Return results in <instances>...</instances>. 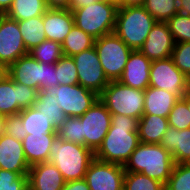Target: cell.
I'll return each instance as SVG.
<instances>
[{"mask_svg":"<svg viewBox=\"0 0 190 190\" xmlns=\"http://www.w3.org/2000/svg\"><path fill=\"white\" fill-rule=\"evenodd\" d=\"M137 128V118L111 115V127L94 152V158L124 166L140 144Z\"/></svg>","mask_w":190,"mask_h":190,"instance_id":"obj_1","label":"cell"},{"mask_svg":"<svg viewBox=\"0 0 190 190\" xmlns=\"http://www.w3.org/2000/svg\"><path fill=\"white\" fill-rule=\"evenodd\" d=\"M174 164L172 154L160 144L140 142L123 167L125 172L142 173L166 185Z\"/></svg>","mask_w":190,"mask_h":190,"instance_id":"obj_2","label":"cell"},{"mask_svg":"<svg viewBox=\"0 0 190 190\" xmlns=\"http://www.w3.org/2000/svg\"><path fill=\"white\" fill-rule=\"evenodd\" d=\"M94 152L83 145L64 141L58 135L51 144L48 162L55 165L65 181L83 179Z\"/></svg>","mask_w":190,"mask_h":190,"instance_id":"obj_3","label":"cell"},{"mask_svg":"<svg viewBox=\"0 0 190 190\" xmlns=\"http://www.w3.org/2000/svg\"><path fill=\"white\" fill-rule=\"evenodd\" d=\"M156 20L143 6H119L114 33L132 50H139Z\"/></svg>","mask_w":190,"mask_h":190,"instance_id":"obj_4","label":"cell"},{"mask_svg":"<svg viewBox=\"0 0 190 190\" xmlns=\"http://www.w3.org/2000/svg\"><path fill=\"white\" fill-rule=\"evenodd\" d=\"M118 7L106 0H98L72 11L74 24L94 39L114 33Z\"/></svg>","mask_w":190,"mask_h":190,"instance_id":"obj_5","label":"cell"},{"mask_svg":"<svg viewBox=\"0 0 190 190\" xmlns=\"http://www.w3.org/2000/svg\"><path fill=\"white\" fill-rule=\"evenodd\" d=\"M99 99L111 115H124L138 120L143 115L145 91L123 85L119 81H110Z\"/></svg>","mask_w":190,"mask_h":190,"instance_id":"obj_6","label":"cell"},{"mask_svg":"<svg viewBox=\"0 0 190 190\" xmlns=\"http://www.w3.org/2000/svg\"><path fill=\"white\" fill-rule=\"evenodd\" d=\"M7 75L14 82L38 91L58 85L55 64L38 62L29 54L12 63L7 68Z\"/></svg>","mask_w":190,"mask_h":190,"instance_id":"obj_7","label":"cell"},{"mask_svg":"<svg viewBox=\"0 0 190 190\" xmlns=\"http://www.w3.org/2000/svg\"><path fill=\"white\" fill-rule=\"evenodd\" d=\"M94 47L107 79L109 81H118L124 71L132 49L115 33L95 39Z\"/></svg>","mask_w":190,"mask_h":190,"instance_id":"obj_8","label":"cell"},{"mask_svg":"<svg viewBox=\"0 0 190 190\" xmlns=\"http://www.w3.org/2000/svg\"><path fill=\"white\" fill-rule=\"evenodd\" d=\"M56 99L67 117H80L99 99L95 92L82 85H57L41 90Z\"/></svg>","mask_w":190,"mask_h":190,"instance_id":"obj_9","label":"cell"},{"mask_svg":"<svg viewBox=\"0 0 190 190\" xmlns=\"http://www.w3.org/2000/svg\"><path fill=\"white\" fill-rule=\"evenodd\" d=\"M149 86L166 90L182 99L190 91V79L175 66L172 57H168L152 61Z\"/></svg>","mask_w":190,"mask_h":190,"instance_id":"obj_10","label":"cell"},{"mask_svg":"<svg viewBox=\"0 0 190 190\" xmlns=\"http://www.w3.org/2000/svg\"><path fill=\"white\" fill-rule=\"evenodd\" d=\"M38 90L18 82L8 75L0 80V113L4 116L19 114L22 109L34 106Z\"/></svg>","mask_w":190,"mask_h":190,"instance_id":"obj_11","label":"cell"},{"mask_svg":"<svg viewBox=\"0 0 190 190\" xmlns=\"http://www.w3.org/2000/svg\"><path fill=\"white\" fill-rule=\"evenodd\" d=\"M79 118L82 121V136L85 137V146L95 152L111 127V113L98 99Z\"/></svg>","mask_w":190,"mask_h":190,"instance_id":"obj_12","label":"cell"},{"mask_svg":"<svg viewBox=\"0 0 190 190\" xmlns=\"http://www.w3.org/2000/svg\"><path fill=\"white\" fill-rule=\"evenodd\" d=\"M72 58L77 66L79 84L100 95L110 81L104 74L95 47L82 51Z\"/></svg>","mask_w":190,"mask_h":190,"instance_id":"obj_13","label":"cell"},{"mask_svg":"<svg viewBox=\"0 0 190 190\" xmlns=\"http://www.w3.org/2000/svg\"><path fill=\"white\" fill-rule=\"evenodd\" d=\"M124 175L123 165L94 158L84 179L90 190H123Z\"/></svg>","mask_w":190,"mask_h":190,"instance_id":"obj_14","label":"cell"},{"mask_svg":"<svg viewBox=\"0 0 190 190\" xmlns=\"http://www.w3.org/2000/svg\"><path fill=\"white\" fill-rule=\"evenodd\" d=\"M29 54L18 21L0 15V63L8 68L20 57Z\"/></svg>","mask_w":190,"mask_h":190,"instance_id":"obj_15","label":"cell"},{"mask_svg":"<svg viewBox=\"0 0 190 190\" xmlns=\"http://www.w3.org/2000/svg\"><path fill=\"white\" fill-rule=\"evenodd\" d=\"M174 39L166 22H156L139 51L149 60H160L171 57Z\"/></svg>","mask_w":190,"mask_h":190,"instance_id":"obj_16","label":"cell"},{"mask_svg":"<svg viewBox=\"0 0 190 190\" xmlns=\"http://www.w3.org/2000/svg\"><path fill=\"white\" fill-rule=\"evenodd\" d=\"M151 63L152 61L139 50H132L118 81L123 85L145 91L149 87Z\"/></svg>","mask_w":190,"mask_h":190,"instance_id":"obj_17","label":"cell"},{"mask_svg":"<svg viewBox=\"0 0 190 190\" xmlns=\"http://www.w3.org/2000/svg\"><path fill=\"white\" fill-rule=\"evenodd\" d=\"M0 169L28 174L30 166L25 159L21 140L6 134L0 136Z\"/></svg>","mask_w":190,"mask_h":190,"instance_id":"obj_18","label":"cell"},{"mask_svg":"<svg viewBox=\"0 0 190 190\" xmlns=\"http://www.w3.org/2000/svg\"><path fill=\"white\" fill-rule=\"evenodd\" d=\"M65 183L58 168L49 162L30 166L28 171L29 190H62Z\"/></svg>","mask_w":190,"mask_h":190,"instance_id":"obj_19","label":"cell"},{"mask_svg":"<svg viewBox=\"0 0 190 190\" xmlns=\"http://www.w3.org/2000/svg\"><path fill=\"white\" fill-rule=\"evenodd\" d=\"M46 39L63 43L73 28L74 18L70 9H47L43 15Z\"/></svg>","mask_w":190,"mask_h":190,"instance_id":"obj_20","label":"cell"},{"mask_svg":"<svg viewBox=\"0 0 190 190\" xmlns=\"http://www.w3.org/2000/svg\"><path fill=\"white\" fill-rule=\"evenodd\" d=\"M160 145L172 154L174 163H185L190 158V128L168 127Z\"/></svg>","mask_w":190,"mask_h":190,"instance_id":"obj_21","label":"cell"},{"mask_svg":"<svg viewBox=\"0 0 190 190\" xmlns=\"http://www.w3.org/2000/svg\"><path fill=\"white\" fill-rule=\"evenodd\" d=\"M57 134H27L21 141L29 166L48 162L51 144Z\"/></svg>","mask_w":190,"mask_h":190,"instance_id":"obj_22","label":"cell"},{"mask_svg":"<svg viewBox=\"0 0 190 190\" xmlns=\"http://www.w3.org/2000/svg\"><path fill=\"white\" fill-rule=\"evenodd\" d=\"M179 98L163 89L148 87L145 90L143 115H155L168 118L173 106Z\"/></svg>","mask_w":190,"mask_h":190,"instance_id":"obj_23","label":"cell"},{"mask_svg":"<svg viewBox=\"0 0 190 190\" xmlns=\"http://www.w3.org/2000/svg\"><path fill=\"white\" fill-rule=\"evenodd\" d=\"M168 127V118L155 115H142L138 120L137 128L139 140L142 143L160 144Z\"/></svg>","mask_w":190,"mask_h":190,"instance_id":"obj_24","label":"cell"},{"mask_svg":"<svg viewBox=\"0 0 190 190\" xmlns=\"http://www.w3.org/2000/svg\"><path fill=\"white\" fill-rule=\"evenodd\" d=\"M19 114L24 125V133L57 134V129L53 126V120H49L34 106L22 109Z\"/></svg>","mask_w":190,"mask_h":190,"instance_id":"obj_25","label":"cell"},{"mask_svg":"<svg viewBox=\"0 0 190 190\" xmlns=\"http://www.w3.org/2000/svg\"><path fill=\"white\" fill-rule=\"evenodd\" d=\"M47 9L46 0H13L5 15L19 22L43 16Z\"/></svg>","mask_w":190,"mask_h":190,"instance_id":"obj_26","label":"cell"},{"mask_svg":"<svg viewBox=\"0 0 190 190\" xmlns=\"http://www.w3.org/2000/svg\"><path fill=\"white\" fill-rule=\"evenodd\" d=\"M18 25L28 52L46 39L43 16L19 21Z\"/></svg>","mask_w":190,"mask_h":190,"instance_id":"obj_27","label":"cell"},{"mask_svg":"<svg viewBox=\"0 0 190 190\" xmlns=\"http://www.w3.org/2000/svg\"><path fill=\"white\" fill-rule=\"evenodd\" d=\"M94 44L95 39L92 36L74 25L61 46L64 56L73 57L94 47Z\"/></svg>","mask_w":190,"mask_h":190,"instance_id":"obj_28","label":"cell"},{"mask_svg":"<svg viewBox=\"0 0 190 190\" xmlns=\"http://www.w3.org/2000/svg\"><path fill=\"white\" fill-rule=\"evenodd\" d=\"M34 107L49 120H53V126L57 130L68 118L59 107L56 99H54L53 96L47 97L42 91H38L37 100L35 101Z\"/></svg>","mask_w":190,"mask_h":190,"instance_id":"obj_29","label":"cell"},{"mask_svg":"<svg viewBox=\"0 0 190 190\" xmlns=\"http://www.w3.org/2000/svg\"><path fill=\"white\" fill-rule=\"evenodd\" d=\"M143 7L157 22H167L178 14V0H145Z\"/></svg>","mask_w":190,"mask_h":190,"instance_id":"obj_30","label":"cell"},{"mask_svg":"<svg viewBox=\"0 0 190 190\" xmlns=\"http://www.w3.org/2000/svg\"><path fill=\"white\" fill-rule=\"evenodd\" d=\"M29 55L38 62L56 64L63 56L62 46L59 42L45 39L38 46L30 50Z\"/></svg>","mask_w":190,"mask_h":190,"instance_id":"obj_31","label":"cell"},{"mask_svg":"<svg viewBox=\"0 0 190 190\" xmlns=\"http://www.w3.org/2000/svg\"><path fill=\"white\" fill-rule=\"evenodd\" d=\"M123 190H165V185L137 172H125Z\"/></svg>","mask_w":190,"mask_h":190,"instance_id":"obj_32","label":"cell"},{"mask_svg":"<svg viewBox=\"0 0 190 190\" xmlns=\"http://www.w3.org/2000/svg\"><path fill=\"white\" fill-rule=\"evenodd\" d=\"M58 85L79 84L77 66L72 57L62 56L55 64Z\"/></svg>","mask_w":190,"mask_h":190,"instance_id":"obj_33","label":"cell"},{"mask_svg":"<svg viewBox=\"0 0 190 190\" xmlns=\"http://www.w3.org/2000/svg\"><path fill=\"white\" fill-rule=\"evenodd\" d=\"M57 135L64 141L85 146V137L82 136V121L79 117H68L58 128Z\"/></svg>","mask_w":190,"mask_h":190,"instance_id":"obj_34","label":"cell"},{"mask_svg":"<svg viewBox=\"0 0 190 190\" xmlns=\"http://www.w3.org/2000/svg\"><path fill=\"white\" fill-rule=\"evenodd\" d=\"M166 23L175 43L190 42V15L178 13Z\"/></svg>","mask_w":190,"mask_h":190,"instance_id":"obj_35","label":"cell"},{"mask_svg":"<svg viewBox=\"0 0 190 190\" xmlns=\"http://www.w3.org/2000/svg\"><path fill=\"white\" fill-rule=\"evenodd\" d=\"M165 190H190V167L185 163H175Z\"/></svg>","mask_w":190,"mask_h":190,"instance_id":"obj_36","label":"cell"},{"mask_svg":"<svg viewBox=\"0 0 190 190\" xmlns=\"http://www.w3.org/2000/svg\"><path fill=\"white\" fill-rule=\"evenodd\" d=\"M168 125L178 130L190 128V111L182 99L175 103L168 115Z\"/></svg>","mask_w":190,"mask_h":190,"instance_id":"obj_37","label":"cell"},{"mask_svg":"<svg viewBox=\"0 0 190 190\" xmlns=\"http://www.w3.org/2000/svg\"><path fill=\"white\" fill-rule=\"evenodd\" d=\"M0 190H29L28 174L0 169Z\"/></svg>","mask_w":190,"mask_h":190,"instance_id":"obj_38","label":"cell"},{"mask_svg":"<svg viewBox=\"0 0 190 190\" xmlns=\"http://www.w3.org/2000/svg\"><path fill=\"white\" fill-rule=\"evenodd\" d=\"M171 57L175 66L190 79V42L175 43Z\"/></svg>","mask_w":190,"mask_h":190,"instance_id":"obj_39","label":"cell"},{"mask_svg":"<svg viewBox=\"0 0 190 190\" xmlns=\"http://www.w3.org/2000/svg\"><path fill=\"white\" fill-rule=\"evenodd\" d=\"M3 133L21 141L25 138L27 133H24V125L20 114L5 117Z\"/></svg>","mask_w":190,"mask_h":190,"instance_id":"obj_40","label":"cell"},{"mask_svg":"<svg viewBox=\"0 0 190 190\" xmlns=\"http://www.w3.org/2000/svg\"><path fill=\"white\" fill-rule=\"evenodd\" d=\"M62 190H90L85 179L68 181L64 184Z\"/></svg>","mask_w":190,"mask_h":190,"instance_id":"obj_41","label":"cell"},{"mask_svg":"<svg viewBox=\"0 0 190 190\" xmlns=\"http://www.w3.org/2000/svg\"><path fill=\"white\" fill-rule=\"evenodd\" d=\"M49 9H69L70 0H46Z\"/></svg>","mask_w":190,"mask_h":190,"instance_id":"obj_42","label":"cell"},{"mask_svg":"<svg viewBox=\"0 0 190 190\" xmlns=\"http://www.w3.org/2000/svg\"><path fill=\"white\" fill-rule=\"evenodd\" d=\"M98 0H70V6L69 9L73 11L74 9H77L79 7H85L89 4H93Z\"/></svg>","mask_w":190,"mask_h":190,"instance_id":"obj_43","label":"cell"},{"mask_svg":"<svg viewBox=\"0 0 190 190\" xmlns=\"http://www.w3.org/2000/svg\"><path fill=\"white\" fill-rule=\"evenodd\" d=\"M178 11L180 14L190 15V0H178Z\"/></svg>","mask_w":190,"mask_h":190,"instance_id":"obj_44","label":"cell"},{"mask_svg":"<svg viewBox=\"0 0 190 190\" xmlns=\"http://www.w3.org/2000/svg\"><path fill=\"white\" fill-rule=\"evenodd\" d=\"M13 0H0V15H5L10 9Z\"/></svg>","mask_w":190,"mask_h":190,"instance_id":"obj_45","label":"cell"},{"mask_svg":"<svg viewBox=\"0 0 190 190\" xmlns=\"http://www.w3.org/2000/svg\"><path fill=\"white\" fill-rule=\"evenodd\" d=\"M145 0H123L120 6H143Z\"/></svg>","mask_w":190,"mask_h":190,"instance_id":"obj_46","label":"cell"},{"mask_svg":"<svg viewBox=\"0 0 190 190\" xmlns=\"http://www.w3.org/2000/svg\"><path fill=\"white\" fill-rule=\"evenodd\" d=\"M182 100L186 103L188 110L190 111V91L186 92Z\"/></svg>","mask_w":190,"mask_h":190,"instance_id":"obj_47","label":"cell"},{"mask_svg":"<svg viewBox=\"0 0 190 190\" xmlns=\"http://www.w3.org/2000/svg\"><path fill=\"white\" fill-rule=\"evenodd\" d=\"M5 117L3 114L0 113V136L4 132V122H5Z\"/></svg>","mask_w":190,"mask_h":190,"instance_id":"obj_48","label":"cell"},{"mask_svg":"<svg viewBox=\"0 0 190 190\" xmlns=\"http://www.w3.org/2000/svg\"><path fill=\"white\" fill-rule=\"evenodd\" d=\"M5 75H7V68H6L2 63H0V80H1Z\"/></svg>","mask_w":190,"mask_h":190,"instance_id":"obj_49","label":"cell"},{"mask_svg":"<svg viewBox=\"0 0 190 190\" xmlns=\"http://www.w3.org/2000/svg\"><path fill=\"white\" fill-rule=\"evenodd\" d=\"M106 1L115 4L117 7H119L123 3V0H106Z\"/></svg>","mask_w":190,"mask_h":190,"instance_id":"obj_50","label":"cell"},{"mask_svg":"<svg viewBox=\"0 0 190 190\" xmlns=\"http://www.w3.org/2000/svg\"><path fill=\"white\" fill-rule=\"evenodd\" d=\"M185 164L190 167V158H188V160L185 162Z\"/></svg>","mask_w":190,"mask_h":190,"instance_id":"obj_51","label":"cell"}]
</instances>
